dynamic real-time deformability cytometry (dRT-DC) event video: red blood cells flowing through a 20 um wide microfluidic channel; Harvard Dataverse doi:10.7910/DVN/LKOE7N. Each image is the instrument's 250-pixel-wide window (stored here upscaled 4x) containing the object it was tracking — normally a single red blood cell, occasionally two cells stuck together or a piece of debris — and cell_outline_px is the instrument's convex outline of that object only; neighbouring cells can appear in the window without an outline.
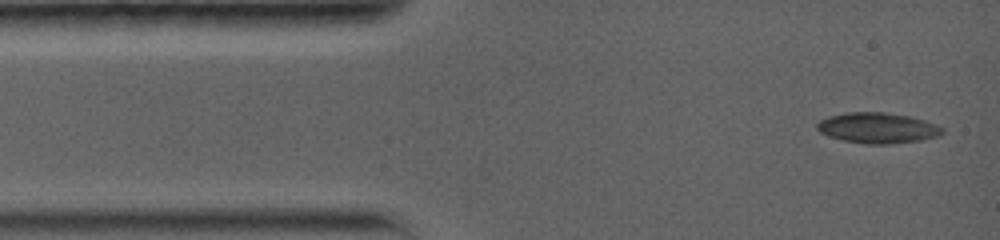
{"species": "common noctule bat (a hibernating species)", "species_latin": "Nyctalus noctula", "temperature_condition": "warm", "stored_images_in_passage": 5, "camera_frame_rate_fps": 5000, "um_per_image_px": 0.085, "animal": {"sex": "female", "body_mass_g": 19.0, "forearm_length_mm": 56.7}, "frame": {"image": 1, "passage_image": 1, "time_ms": 0.0, "image_size_px": [1000, 240], "cell_outline_px": [[944, 132], [936, 136], [924, 140], [888, 144], [868, 144], [844, 140], [828, 136], [820, 132], [816, 128], [816, 124], [820, 120], [828, 116], [844, 112], [884, 112], [908, 116], [924, 120], [936, 124], [944, 128]], "centroid_in_image_um": [74.59, 10.87], "position_along_channel_um": 10.4, "area_um2": 22.37}}
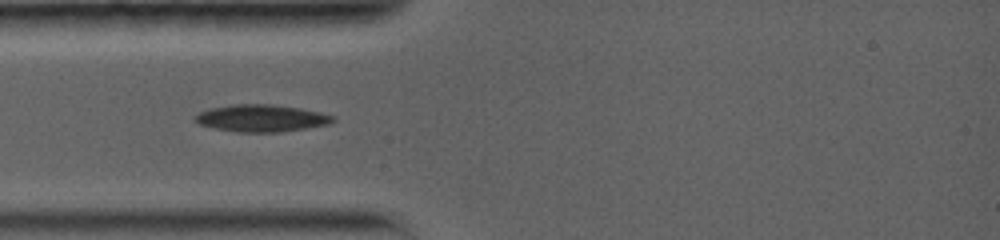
{"frame": {"image": 2, "passage_image": 4, "time_ms": 3.0, "image_size_px": [1000, 240], "cell_outline_px": [[336, 120], [328, 124], [280, 132], [240, 132], [216, 128], [200, 124], [192, 120], [192, 116], [208, 108], [232, 104], [272, 104], [300, 108], [320, 112], [336, 116]], "centroid_in_image_um": [22.2, 10.03], "position_along_channel_um": 62.8, "area_um2": 21.85}}
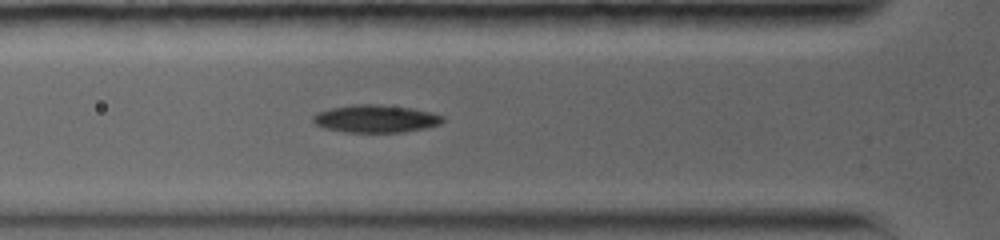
{"frame": {"image": 3, "passage_image": 5, "time_ms": 3.8, "image_size_px": [1000, 240], "cell_outline_px": [[444, 120], [440, 124], [424, 128], [404, 132], [344, 132], [324, 128], [316, 124], [312, 120], [312, 116], [316, 112], [332, 108], [356, 104], [376, 104], [412, 108], [432, 112], [444, 116]], "centroid_in_image_um": [31.93, 10.09], "position_along_channel_um": 93.9, "area_um2": 20.92}}